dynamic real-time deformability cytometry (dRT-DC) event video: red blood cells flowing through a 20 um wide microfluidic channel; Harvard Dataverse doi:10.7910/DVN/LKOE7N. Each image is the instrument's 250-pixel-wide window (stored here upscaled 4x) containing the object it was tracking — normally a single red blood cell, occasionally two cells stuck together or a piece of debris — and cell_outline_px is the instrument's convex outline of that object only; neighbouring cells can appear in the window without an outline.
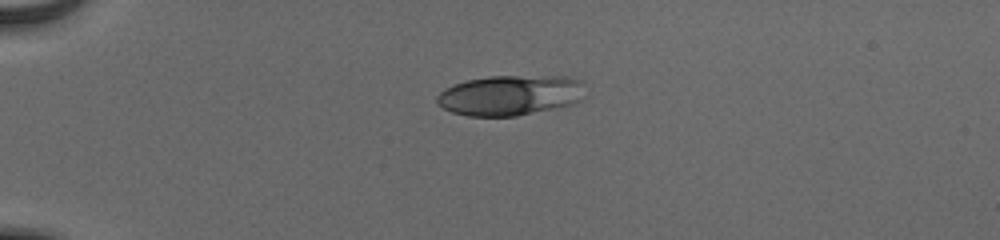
{"species": "human", "species_latin": "Homo sapiens", "temperature_condition": "cold", "stored_images_in_passage": 40, "camera_frame_rate_fps": 3000, "um_per_image_px": 0.085, "donor": {"sex": "male"}, "frame": {"image": 1, "passage_image": 1, "time_ms": 0.0, "image_size_px": [1000, 240], "cell_outline_px": [[584, 84], [580, 100], [572, 104], [516, 116], [468, 116], [452, 112], [436, 104], [436, 96], [444, 88], [468, 80], [488, 76], [568, 76], [580, 80]], "centroid_in_image_um": [43.34, 8.09], "position_along_channel_um": 41.7, "area_um2": 34.74}}
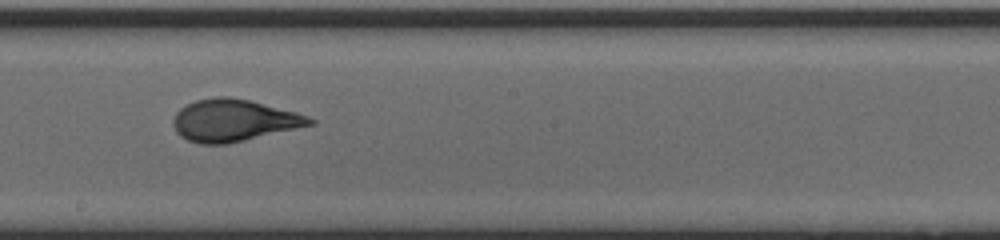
{"frame": {"image": 2, "passage_image": 19, "time_ms": 6.0, "image_size_px": [1000, 240], "cell_outline_px": [[316, 124], [228, 144], [200, 144], [188, 140], [180, 136], [176, 132], [172, 124], [172, 120], [176, 112], [180, 108], [196, 100], [216, 96], [228, 96], [248, 100], [296, 112], [308, 116], [316, 120]], "centroid_in_image_um": [19.86, 10.24], "position_along_channel_um": 228.3, "area_um2": 33.52}}
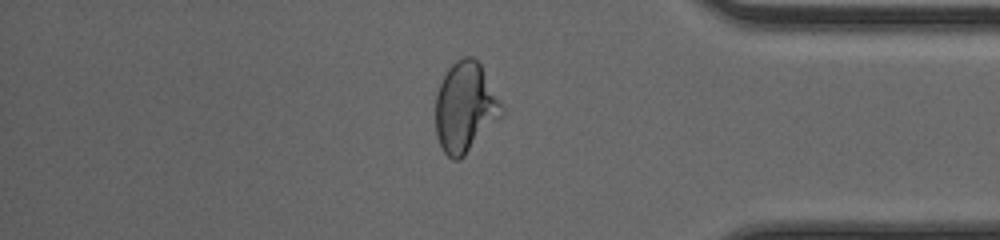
{"frame": {"image": 3, "passage_image": 33, "time_ms": 10.667, "image_size_px": [1000, 240], "cell_outline_px": [[504, 112], [464, 156], [460, 160], [452, 160], [444, 152], [436, 136], [436, 96], [440, 84], [448, 68], [456, 60], [464, 56], [472, 56], [480, 64], [504, 108]], "centroid_in_image_um": [39.52, 9.12], "position_along_channel_um": 395.7, "area_um2": 34.22}, "authors_computed_cell_mechanics": {"area_um2": 33.0905, "velocity_mm_per_s": 3.9206, "shape_relaxation_time_tau1_ms": 5.3646, "shape_relaxation_time_tau2_ms": 0.7043, "deformation_change_tau1": 0.1893, "deformation_change_tau2": 0.0579}}